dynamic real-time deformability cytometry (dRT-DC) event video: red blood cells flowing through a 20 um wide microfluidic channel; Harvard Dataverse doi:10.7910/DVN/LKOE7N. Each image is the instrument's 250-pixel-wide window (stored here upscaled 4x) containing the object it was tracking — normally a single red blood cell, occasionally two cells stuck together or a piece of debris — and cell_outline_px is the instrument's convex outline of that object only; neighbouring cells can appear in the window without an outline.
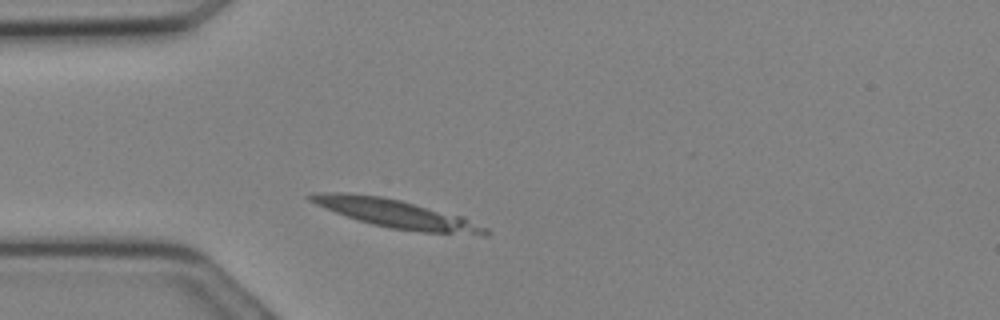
{"species": "Egyptian fruit bat (a non-hibernating species)", "species_latin": "Rousettus aegyptiacus", "temperature_condition": "cold", "stored_images_in_passage": 18, "camera_frame_rate_fps": 3000, "um_per_image_px": 0.085, "animal": {"sex": "female"}, "frame": {"image": 1, "passage_image": 1, "time_ms": 0.0, "image_size_px": [1000, 320], "cell_outline_px": [[488, 236], [484, 236], [420, 232], [388, 228], [372, 224], [336, 212], [316, 204], [308, 200], [304, 196], [312, 192], [348, 192], [380, 196], [400, 200], [464, 216], [488, 228]], "centroid_in_image_um": [33.73, 18.17], "position_along_channel_um": 51.3, "area_um2": 29.19}}
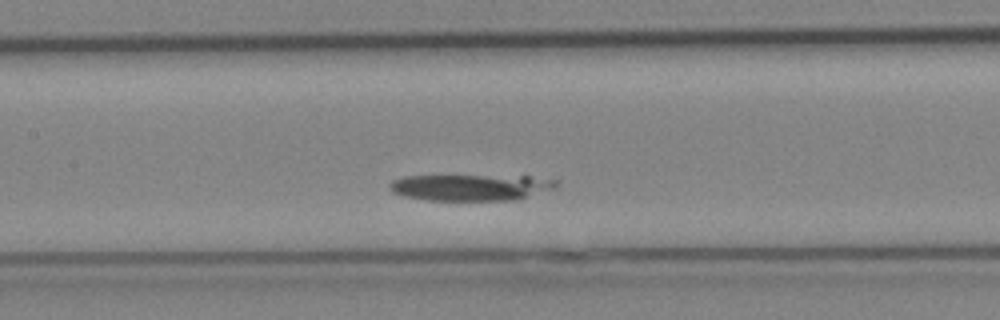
{"frame": {"image": 2, "passage_image": 7, "time_ms": 2.0, "image_size_px": [1000, 320], "cell_outline_px": [[556, 188], [516, 200], [424, 200], [404, 196], [392, 192], [388, 188], [388, 184], [392, 180], [404, 176], [528, 176], [556, 180]], "centroid_in_image_um": [39.97, 15.93], "position_along_channel_um": 167.4, "area_um2": 25.55}}
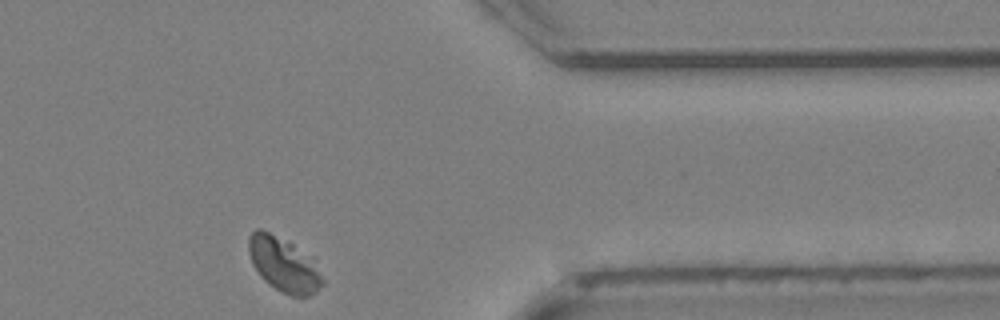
{"frame": {"image": 3, "passage_image": 18, "time_ms": 5.667, "image_size_px": [1000, 320], "cell_outline_px": [[324, 284], [316, 292], [308, 296], [292, 296], [276, 288], [264, 280], [260, 276], [252, 264], [248, 252], [248, 236], [256, 228], [260, 228], [316, 256], [324, 280]], "centroid_in_image_um": [24.18, 22.47], "position_along_channel_um": 387.2, "area_um2": 23.93}}